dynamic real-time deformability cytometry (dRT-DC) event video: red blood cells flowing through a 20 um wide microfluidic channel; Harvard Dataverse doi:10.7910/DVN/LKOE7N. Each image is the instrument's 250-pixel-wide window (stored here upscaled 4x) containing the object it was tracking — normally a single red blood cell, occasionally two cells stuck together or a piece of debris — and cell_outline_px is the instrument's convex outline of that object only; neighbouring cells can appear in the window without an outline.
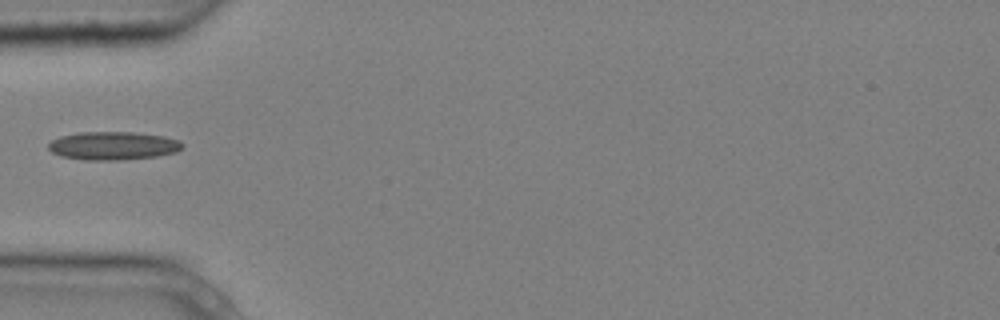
{"species": "common noctule bat (a hibernating species)", "species_latin": "Nyctalus noctula", "temperature_condition": "cold", "stored_images_in_passage": 1, "camera_frame_rate_fps": 3000, "um_per_image_px": 0.085, "animal": {"sex": "male", "body_mass_g": 20.4}, "frame": {"image": 1, "passage_image": 1, "time_ms": 0.0, "image_size_px": [1000, 320], "cell_outline_px": [[184, 144], [176, 152], [156, 156], [120, 160], [84, 160], [60, 156], [52, 152], [48, 148], [48, 144], [52, 140], [60, 136], [76, 132], [136, 132], [164, 136], [180, 140]], "centroid_in_image_um": [9.59, 12.38], "position_along_channel_um": 75.4, "area_um2": 22.2}}